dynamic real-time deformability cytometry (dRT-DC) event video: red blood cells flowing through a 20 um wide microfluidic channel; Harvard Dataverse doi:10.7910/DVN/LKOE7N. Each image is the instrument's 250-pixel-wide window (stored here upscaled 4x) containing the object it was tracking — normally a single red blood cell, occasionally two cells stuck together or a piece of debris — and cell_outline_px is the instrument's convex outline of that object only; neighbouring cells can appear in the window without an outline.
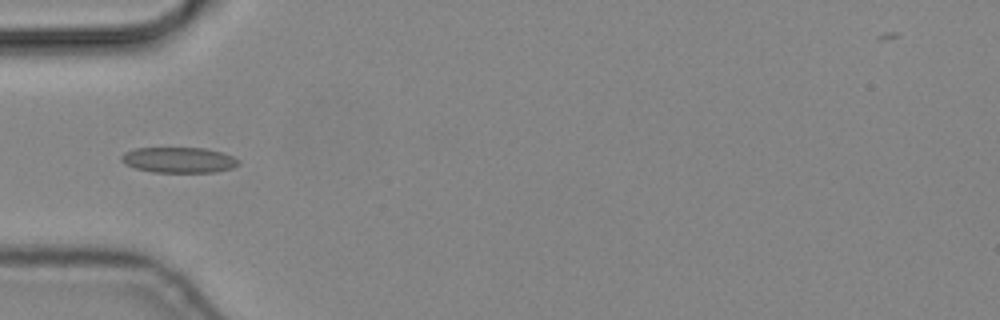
{"species": "common noctule bat (a hibernating species)", "species_latin": "Nyctalus noctula", "temperature_condition": "cold", "stored_images_in_passage": 9, "camera_frame_rate_fps": 3000, "um_per_image_px": 0.085, "animal": {"sex": "male", "body_mass_g": 19.2, "forearm_length_mm": 51.8}, "frame": {"image": 1, "passage_image": 6, "time_ms": 1.667, "image_size_px": [1000, 320], "cell_outline_px": [[240, 164], [232, 168], [216, 172], [152, 172], [136, 168], [124, 164], [120, 160], [120, 156], [124, 152], [136, 148], [204, 148], [220, 152], [232, 156], [240, 160]], "centroid_in_image_um": [15.18, 13.6], "position_along_channel_um": 69.8, "area_um2": 17.51}}
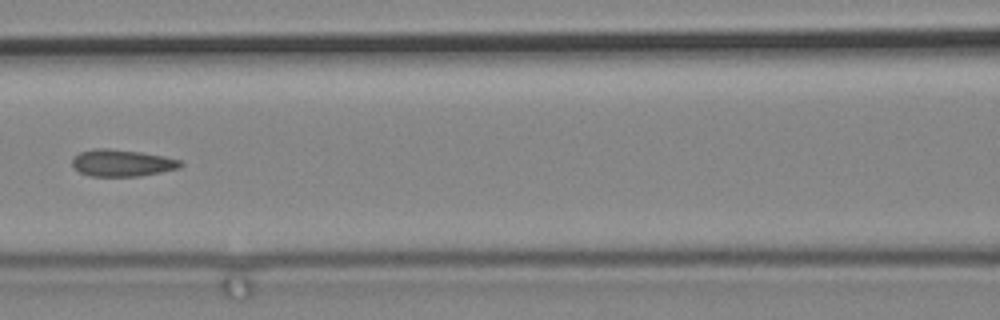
{"frame": {"image": 2, "passage_image": 8, "time_ms": 2.333, "image_size_px": [1000, 320], "cell_outline_px": [[184, 164], [180, 168], [140, 176], [88, 176], [80, 172], [72, 164], [72, 160], [80, 152], [96, 148], [108, 148], [140, 152], [164, 156], [180, 160]], "centroid_in_image_um": [10.39, 13.85], "position_along_channel_um": 156.2, "area_um2": 16.88}}
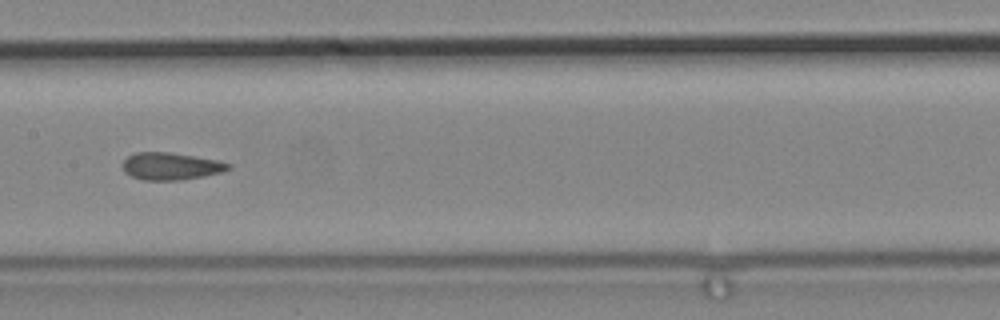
{"frame": {"image": 3, "passage_image": 9, "time_ms": 2.667, "image_size_px": [1000, 320], "cell_outline_px": [[232, 168], [224, 172], [204, 176], [180, 180], [144, 180], [132, 176], [124, 172], [120, 164], [128, 156], [136, 152], [168, 152], [216, 160], [232, 164]], "centroid_in_image_um": [14.52, 14.13], "position_along_channel_um": 192.9, "area_um2": 16.88}}